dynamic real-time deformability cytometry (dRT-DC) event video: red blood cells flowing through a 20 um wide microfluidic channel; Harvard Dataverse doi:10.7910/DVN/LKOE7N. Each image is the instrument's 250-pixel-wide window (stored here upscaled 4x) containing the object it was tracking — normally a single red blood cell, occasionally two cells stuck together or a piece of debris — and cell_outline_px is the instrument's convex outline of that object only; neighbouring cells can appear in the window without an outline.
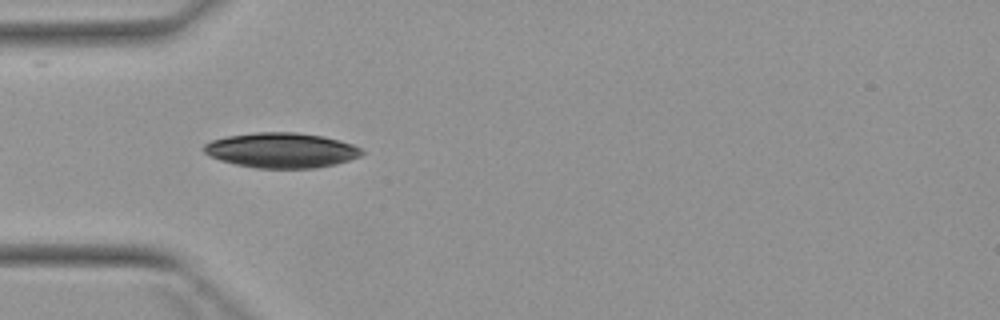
{"species": "Egyptian fruit bat (a non-hibernating species)", "species_latin": "Rousettus aegyptiacus", "temperature_condition": "warm", "stored_images_in_passage": 5, "camera_frame_rate_fps": 3000, "um_per_image_px": 0.085, "animal": {"sex": "female"}, "frame": {"image": 1, "passage_image": 4, "time_ms": 3.667, "image_size_px": [1000, 320], "cell_outline_px": [[364, 152], [360, 156], [336, 164], [316, 168], [256, 168], [236, 164], [220, 160], [208, 156], [200, 148], [204, 144], [212, 140], [228, 136], [256, 132], [296, 132], [324, 136], [352, 144], [360, 148]], "centroid_in_image_um": [23.89, 12.77], "position_along_channel_um": 61.1, "area_um2": 32.37}}
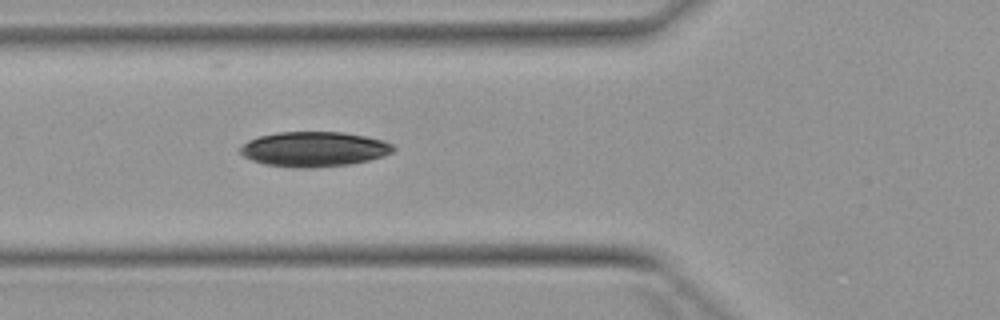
{"frame": {"image": 2, "passage_image": 5, "time_ms": 4.667, "image_size_px": [1000, 320], "cell_outline_px": [[396, 148], [392, 152], [384, 156], [368, 160], [348, 164], [312, 168], [292, 168], [264, 164], [252, 160], [244, 156], [240, 152], [240, 148], [248, 140], [260, 136], [280, 132], [340, 132], [368, 136], [384, 140], [392, 144]], "centroid_in_image_um": [26.71, 12.68], "position_along_channel_um": 99.1, "area_um2": 31.21}}